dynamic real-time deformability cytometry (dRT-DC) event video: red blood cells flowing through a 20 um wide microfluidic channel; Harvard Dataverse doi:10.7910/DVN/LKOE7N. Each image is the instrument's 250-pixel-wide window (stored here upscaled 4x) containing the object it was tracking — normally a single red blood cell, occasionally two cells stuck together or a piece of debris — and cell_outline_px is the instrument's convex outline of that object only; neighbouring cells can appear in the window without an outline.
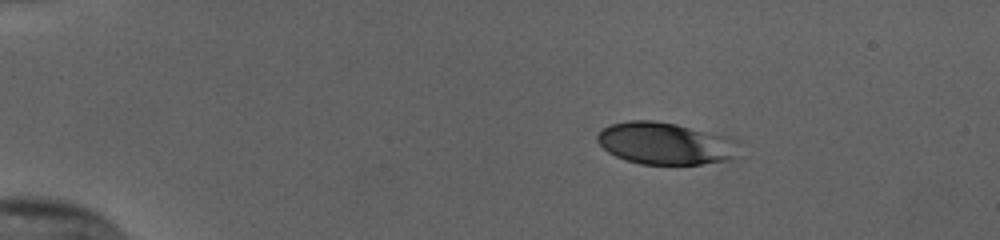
{"species": "human", "species_latin": "Homo sapiens", "temperature_condition": "cold", "stored_images_in_passage": 46, "camera_frame_rate_fps": 3000, "um_per_image_px": 0.085, "donor": {"sex": "female"}, "frame": {"image": 1, "passage_image": 1, "time_ms": 0.0, "image_size_px": [1000, 240], "cell_outline_px": [[740, 140], [736, 156], [732, 160], [700, 164], [640, 164], [616, 156], [608, 152], [596, 140], [596, 136], [604, 128], [612, 124], [628, 120], [652, 120], [676, 124], [728, 136]], "centroid_in_image_um": [56.6, 12.19], "position_along_channel_um": 28.4, "area_um2": 34.91}}
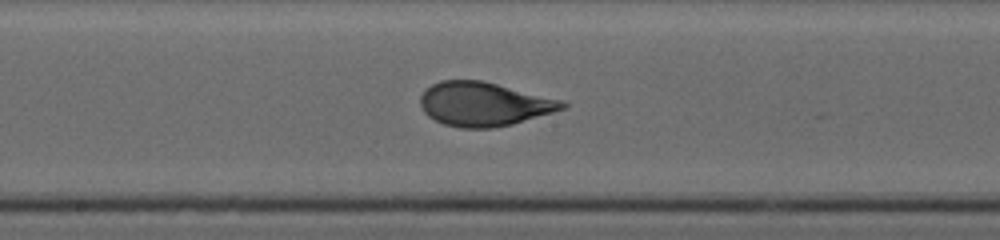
{"frame": {"image": 2, "passage_image": 22, "time_ms": 7.0, "image_size_px": [1000, 240], "cell_outline_px": [[568, 104], [564, 108], [552, 112], [512, 124], [492, 128], [460, 128], [444, 124], [428, 116], [424, 112], [420, 104], [420, 96], [432, 84], [440, 80], [480, 80], [560, 100]], "centroid_in_image_um": [41.07, 8.85], "position_along_channel_um": 207.1, "area_um2": 35.78}}
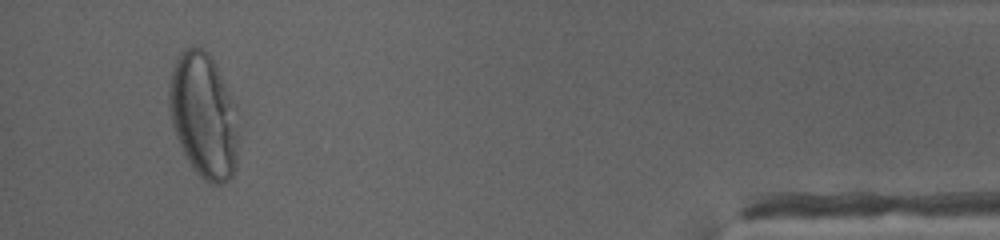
{"frame": {"image": 3, "passage_image": 43, "time_ms": 14.0, "image_size_px": [1000, 240], "cell_outline_px": [[236, 164], [232, 176], [228, 180], [220, 184], [212, 184], [204, 180], [192, 168], [184, 156], [176, 136], [172, 124], [168, 108], [168, 92], [172, 68], [180, 52], [184, 48], [192, 44], [204, 48], [212, 56], [236, 104]], "centroid_in_image_um": [17.28, 9.77], "position_along_channel_um": 417.9, "area_um2": 50.98}, "authors_computed_cell_mechanics": {"area_um2": 36.3851, "velocity_mm_per_s": 3.8207, "shape_relaxation_time_tau1_ms": 3.3063, "shape_relaxation_time_tau2_ms": null, "deformation_change_tau1": 0.1682, "deformation_change_tau2": null}}